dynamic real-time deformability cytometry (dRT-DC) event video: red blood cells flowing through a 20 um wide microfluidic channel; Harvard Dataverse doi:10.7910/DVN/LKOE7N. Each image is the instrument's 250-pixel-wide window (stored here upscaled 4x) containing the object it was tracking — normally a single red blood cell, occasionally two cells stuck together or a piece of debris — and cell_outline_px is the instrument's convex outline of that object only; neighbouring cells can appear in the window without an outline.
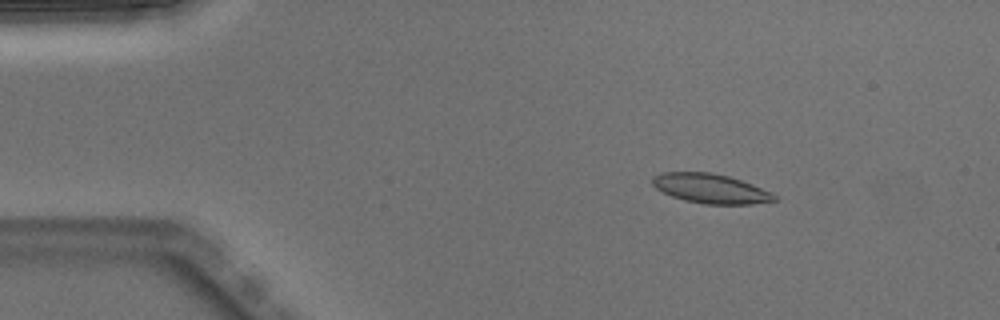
{"species": "Egyptian fruit bat (a non-hibernating species)", "species_latin": "Rousettus aegyptiacus", "temperature_condition": "warm", "stored_images_in_passage": 51, "camera_frame_rate_fps": 3000, "um_per_image_px": 0.085, "animal": {"sex": "male"}, "frame": {"image": 1, "passage_image": 8, "time_ms": 2.333, "image_size_px": [1000, 320], "cell_outline_px": [[776, 200], [752, 204], [704, 204], [684, 200], [672, 196], [656, 188], [652, 184], [652, 176], [660, 172], [712, 172], [728, 176], [752, 184], [772, 192], [776, 196]], "centroid_in_image_um": [60.38, 16.02], "position_along_channel_um": 24.6, "area_um2": 20.92}}
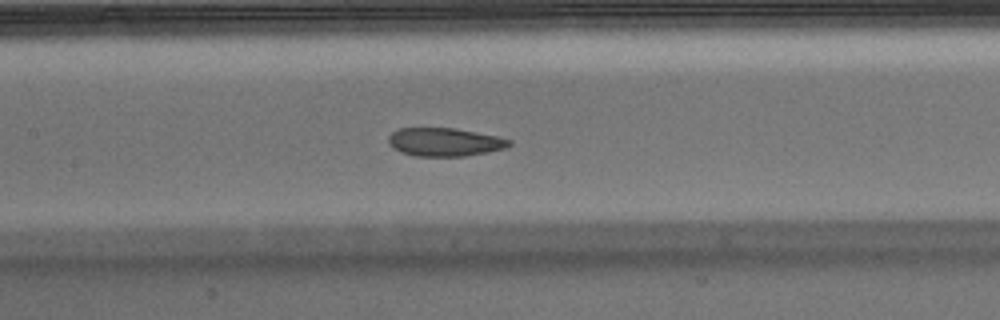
{"frame": {"image": 2, "passage_image": 24, "time_ms": 7.667, "image_size_px": [1000, 320], "cell_outline_px": [[512, 144], [504, 148], [488, 152], [464, 156], [416, 156], [400, 152], [392, 148], [388, 144], [388, 136], [396, 128], [456, 128], [496, 136], [512, 140]], "centroid_in_image_um": [37.75, 12.07], "position_along_channel_um": 169.6, "area_um2": 20.06}}
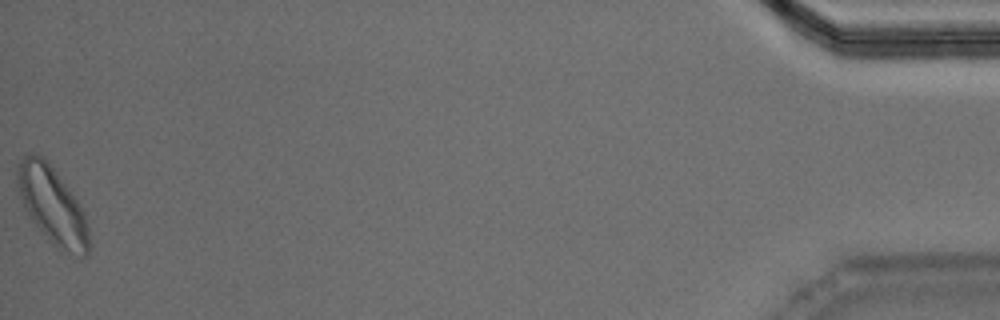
{"frame": {"image": 3, "passage_image": 51, "time_ms": 16.667, "image_size_px": [1000, 320], "cell_outline_px": [[88, 252], [80, 260], [60, 252], [48, 240], [24, 208], [16, 192], [16, 168], [24, 152], [36, 152], [44, 156], [76, 200], [84, 212], [88, 228]], "centroid_in_image_um": [4.4, 17.46], "position_along_channel_um": 430.8, "area_um2": 32.77}, "authors_computed_cell_mechanics": {"area_um2": 20.9814, "velocity_mm_per_s": 3.9854, "shape_relaxation_time_tau1_ms": null, "shape_relaxation_time_tau2_ms": 3.8195, "deformation_change_tau1": null, "deformation_change_tau2": 0.0949}}